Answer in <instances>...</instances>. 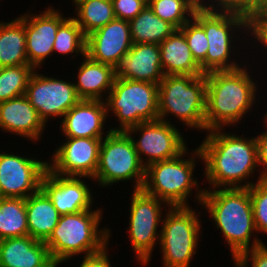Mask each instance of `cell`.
Returning <instances> with one entry per match:
<instances>
[{
  "label": "cell",
  "mask_w": 267,
  "mask_h": 267,
  "mask_svg": "<svg viewBox=\"0 0 267 267\" xmlns=\"http://www.w3.org/2000/svg\"><path fill=\"white\" fill-rule=\"evenodd\" d=\"M250 137L226 132V129L206 132L198 148L205 165L203 176L210 189L249 188L256 183L249 179L260 169L258 146L256 137Z\"/></svg>",
  "instance_id": "obj_1"
},
{
  "label": "cell",
  "mask_w": 267,
  "mask_h": 267,
  "mask_svg": "<svg viewBox=\"0 0 267 267\" xmlns=\"http://www.w3.org/2000/svg\"><path fill=\"white\" fill-rule=\"evenodd\" d=\"M245 63L248 62L245 61L242 67L235 70L205 73L206 132L227 126L232 128L253 111L258 101V83H255L257 79H253L254 74L251 76L249 72L253 66L250 64L249 67Z\"/></svg>",
  "instance_id": "obj_2"
},
{
  "label": "cell",
  "mask_w": 267,
  "mask_h": 267,
  "mask_svg": "<svg viewBox=\"0 0 267 267\" xmlns=\"http://www.w3.org/2000/svg\"><path fill=\"white\" fill-rule=\"evenodd\" d=\"M201 205L221 230L233 262L243 252L264 243L255 227L249 188H204Z\"/></svg>",
  "instance_id": "obj_3"
},
{
  "label": "cell",
  "mask_w": 267,
  "mask_h": 267,
  "mask_svg": "<svg viewBox=\"0 0 267 267\" xmlns=\"http://www.w3.org/2000/svg\"><path fill=\"white\" fill-rule=\"evenodd\" d=\"M103 208L61 215L57 226L45 242L53 261L59 266L75 256L102 251L110 242L111 229L99 227ZM100 228V229H99Z\"/></svg>",
  "instance_id": "obj_4"
},
{
  "label": "cell",
  "mask_w": 267,
  "mask_h": 267,
  "mask_svg": "<svg viewBox=\"0 0 267 267\" xmlns=\"http://www.w3.org/2000/svg\"><path fill=\"white\" fill-rule=\"evenodd\" d=\"M188 150L187 147L175 158L149 164L145 169L142 189L165 202L169 207H188L190 206L188 199L192 197V190L196 187L194 199L201 205L204 189L202 186L200 188L197 177L195 178L193 173L197 162L202 160V155L198 146L192 151L188 152ZM186 154L192 155L185 159Z\"/></svg>",
  "instance_id": "obj_5"
},
{
  "label": "cell",
  "mask_w": 267,
  "mask_h": 267,
  "mask_svg": "<svg viewBox=\"0 0 267 267\" xmlns=\"http://www.w3.org/2000/svg\"><path fill=\"white\" fill-rule=\"evenodd\" d=\"M193 18L203 27L208 40L206 57L200 64L204 74L212 71L235 70L244 65L239 64L234 59L237 53H241L234 49L236 45L238 47L237 43H242L243 39L245 40L243 43H247V46L250 44L248 43L250 42L249 37L241 36L244 33L245 36H249L247 16L232 11H212L197 8L193 13Z\"/></svg>",
  "instance_id": "obj_6"
},
{
  "label": "cell",
  "mask_w": 267,
  "mask_h": 267,
  "mask_svg": "<svg viewBox=\"0 0 267 267\" xmlns=\"http://www.w3.org/2000/svg\"><path fill=\"white\" fill-rule=\"evenodd\" d=\"M158 96L159 120L173 124L171 114L192 131H206L205 74L166 75L158 84Z\"/></svg>",
  "instance_id": "obj_7"
},
{
  "label": "cell",
  "mask_w": 267,
  "mask_h": 267,
  "mask_svg": "<svg viewBox=\"0 0 267 267\" xmlns=\"http://www.w3.org/2000/svg\"><path fill=\"white\" fill-rule=\"evenodd\" d=\"M165 210L158 244L162 253V267H190L202 237L200 211L191 206L169 207Z\"/></svg>",
  "instance_id": "obj_8"
},
{
  "label": "cell",
  "mask_w": 267,
  "mask_h": 267,
  "mask_svg": "<svg viewBox=\"0 0 267 267\" xmlns=\"http://www.w3.org/2000/svg\"><path fill=\"white\" fill-rule=\"evenodd\" d=\"M158 84L116 78L105 100L108 118L116 116L119 125L111 131H127L142 122L159 119Z\"/></svg>",
  "instance_id": "obj_9"
},
{
  "label": "cell",
  "mask_w": 267,
  "mask_h": 267,
  "mask_svg": "<svg viewBox=\"0 0 267 267\" xmlns=\"http://www.w3.org/2000/svg\"><path fill=\"white\" fill-rule=\"evenodd\" d=\"M145 169L131 136L125 131H111L102 139L98 167L92 181H96L100 188L133 181V190H138L143 187Z\"/></svg>",
  "instance_id": "obj_10"
},
{
  "label": "cell",
  "mask_w": 267,
  "mask_h": 267,
  "mask_svg": "<svg viewBox=\"0 0 267 267\" xmlns=\"http://www.w3.org/2000/svg\"><path fill=\"white\" fill-rule=\"evenodd\" d=\"M131 192L128 237L136 254L135 259L145 267L152 261V253L160 241L161 230L158 231V228L161 227L163 213L166 212L163 209L165 205L166 208L169 206L143 189Z\"/></svg>",
  "instance_id": "obj_11"
},
{
  "label": "cell",
  "mask_w": 267,
  "mask_h": 267,
  "mask_svg": "<svg viewBox=\"0 0 267 267\" xmlns=\"http://www.w3.org/2000/svg\"><path fill=\"white\" fill-rule=\"evenodd\" d=\"M180 131L174 124L158 119L142 122L126 132L133 140L141 163L147 167L157 161L175 158L188 147ZM136 134L141 137L135 139Z\"/></svg>",
  "instance_id": "obj_12"
},
{
  "label": "cell",
  "mask_w": 267,
  "mask_h": 267,
  "mask_svg": "<svg viewBox=\"0 0 267 267\" xmlns=\"http://www.w3.org/2000/svg\"><path fill=\"white\" fill-rule=\"evenodd\" d=\"M38 70L30 78L25 95L47 125L48 120L61 119L81 98L73 82L45 76Z\"/></svg>",
  "instance_id": "obj_13"
},
{
  "label": "cell",
  "mask_w": 267,
  "mask_h": 267,
  "mask_svg": "<svg viewBox=\"0 0 267 267\" xmlns=\"http://www.w3.org/2000/svg\"><path fill=\"white\" fill-rule=\"evenodd\" d=\"M0 150V197L26 199L41 189L48 161Z\"/></svg>",
  "instance_id": "obj_14"
},
{
  "label": "cell",
  "mask_w": 267,
  "mask_h": 267,
  "mask_svg": "<svg viewBox=\"0 0 267 267\" xmlns=\"http://www.w3.org/2000/svg\"><path fill=\"white\" fill-rule=\"evenodd\" d=\"M56 146L48 169L61 176L94 178L99 162L101 138H64ZM52 160V161H51Z\"/></svg>",
  "instance_id": "obj_15"
},
{
  "label": "cell",
  "mask_w": 267,
  "mask_h": 267,
  "mask_svg": "<svg viewBox=\"0 0 267 267\" xmlns=\"http://www.w3.org/2000/svg\"><path fill=\"white\" fill-rule=\"evenodd\" d=\"M25 18L26 52L29 65L41 69L46 59L53 55V44L59 26L68 18L62 11L48 6L39 12L29 10L21 14Z\"/></svg>",
  "instance_id": "obj_16"
},
{
  "label": "cell",
  "mask_w": 267,
  "mask_h": 267,
  "mask_svg": "<svg viewBox=\"0 0 267 267\" xmlns=\"http://www.w3.org/2000/svg\"><path fill=\"white\" fill-rule=\"evenodd\" d=\"M87 177L61 176L47 169L41 182V189L51 199L60 215L91 210L93 201L92 188L84 181ZM88 183V184H87ZM91 188V189H90Z\"/></svg>",
  "instance_id": "obj_17"
},
{
  "label": "cell",
  "mask_w": 267,
  "mask_h": 267,
  "mask_svg": "<svg viewBox=\"0 0 267 267\" xmlns=\"http://www.w3.org/2000/svg\"><path fill=\"white\" fill-rule=\"evenodd\" d=\"M132 45L129 22L115 18L87 36L86 55L114 67Z\"/></svg>",
  "instance_id": "obj_18"
},
{
  "label": "cell",
  "mask_w": 267,
  "mask_h": 267,
  "mask_svg": "<svg viewBox=\"0 0 267 267\" xmlns=\"http://www.w3.org/2000/svg\"><path fill=\"white\" fill-rule=\"evenodd\" d=\"M107 115L105 101L81 99L62 117L59 123L61 135L103 139L111 132L110 128L104 131Z\"/></svg>",
  "instance_id": "obj_19"
},
{
  "label": "cell",
  "mask_w": 267,
  "mask_h": 267,
  "mask_svg": "<svg viewBox=\"0 0 267 267\" xmlns=\"http://www.w3.org/2000/svg\"><path fill=\"white\" fill-rule=\"evenodd\" d=\"M116 78L159 84L164 78L158 44H133L114 66Z\"/></svg>",
  "instance_id": "obj_20"
},
{
  "label": "cell",
  "mask_w": 267,
  "mask_h": 267,
  "mask_svg": "<svg viewBox=\"0 0 267 267\" xmlns=\"http://www.w3.org/2000/svg\"><path fill=\"white\" fill-rule=\"evenodd\" d=\"M47 126L25 94L0 102V128L4 133L19 135L36 144Z\"/></svg>",
  "instance_id": "obj_21"
},
{
  "label": "cell",
  "mask_w": 267,
  "mask_h": 267,
  "mask_svg": "<svg viewBox=\"0 0 267 267\" xmlns=\"http://www.w3.org/2000/svg\"><path fill=\"white\" fill-rule=\"evenodd\" d=\"M0 267H59L45 242L29 235L0 242Z\"/></svg>",
  "instance_id": "obj_22"
},
{
  "label": "cell",
  "mask_w": 267,
  "mask_h": 267,
  "mask_svg": "<svg viewBox=\"0 0 267 267\" xmlns=\"http://www.w3.org/2000/svg\"><path fill=\"white\" fill-rule=\"evenodd\" d=\"M82 59L83 62L77 67V77L73 80L78 96L86 100L105 101L116 79L114 67L96 62L88 55Z\"/></svg>",
  "instance_id": "obj_23"
},
{
  "label": "cell",
  "mask_w": 267,
  "mask_h": 267,
  "mask_svg": "<svg viewBox=\"0 0 267 267\" xmlns=\"http://www.w3.org/2000/svg\"><path fill=\"white\" fill-rule=\"evenodd\" d=\"M164 75L201 76L204 73L195 61L184 33L177 29L159 44Z\"/></svg>",
  "instance_id": "obj_24"
},
{
  "label": "cell",
  "mask_w": 267,
  "mask_h": 267,
  "mask_svg": "<svg viewBox=\"0 0 267 267\" xmlns=\"http://www.w3.org/2000/svg\"><path fill=\"white\" fill-rule=\"evenodd\" d=\"M25 206L29 236L46 242L57 226L61 215L42 189L27 197Z\"/></svg>",
  "instance_id": "obj_25"
},
{
  "label": "cell",
  "mask_w": 267,
  "mask_h": 267,
  "mask_svg": "<svg viewBox=\"0 0 267 267\" xmlns=\"http://www.w3.org/2000/svg\"><path fill=\"white\" fill-rule=\"evenodd\" d=\"M29 65L26 52L25 18L0 21V68Z\"/></svg>",
  "instance_id": "obj_26"
},
{
  "label": "cell",
  "mask_w": 267,
  "mask_h": 267,
  "mask_svg": "<svg viewBox=\"0 0 267 267\" xmlns=\"http://www.w3.org/2000/svg\"><path fill=\"white\" fill-rule=\"evenodd\" d=\"M128 22L133 44L159 45L177 30L173 25L155 15L149 6Z\"/></svg>",
  "instance_id": "obj_27"
},
{
  "label": "cell",
  "mask_w": 267,
  "mask_h": 267,
  "mask_svg": "<svg viewBox=\"0 0 267 267\" xmlns=\"http://www.w3.org/2000/svg\"><path fill=\"white\" fill-rule=\"evenodd\" d=\"M72 4V18L86 37L116 18L111 0H76Z\"/></svg>",
  "instance_id": "obj_28"
},
{
  "label": "cell",
  "mask_w": 267,
  "mask_h": 267,
  "mask_svg": "<svg viewBox=\"0 0 267 267\" xmlns=\"http://www.w3.org/2000/svg\"><path fill=\"white\" fill-rule=\"evenodd\" d=\"M29 235L25 199L0 197V239Z\"/></svg>",
  "instance_id": "obj_29"
},
{
  "label": "cell",
  "mask_w": 267,
  "mask_h": 267,
  "mask_svg": "<svg viewBox=\"0 0 267 267\" xmlns=\"http://www.w3.org/2000/svg\"><path fill=\"white\" fill-rule=\"evenodd\" d=\"M87 37L77 22L68 17L58 28L57 35L53 44V54L59 53L63 56L73 55L69 57L75 58L81 54V58L86 55Z\"/></svg>",
  "instance_id": "obj_30"
},
{
  "label": "cell",
  "mask_w": 267,
  "mask_h": 267,
  "mask_svg": "<svg viewBox=\"0 0 267 267\" xmlns=\"http://www.w3.org/2000/svg\"><path fill=\"white\" fill-rule=\"evenodd\" d=\"M35 71L31 65L1 67L0 102L24 95Z\"/></svg>",
  "instance_id": "obj_31"
},
{
  "label": "cell",
  "mask_w": 267,
  "mask_h": 267,
  "mask_svg": "<svg viewBox=\"0 0 267 267\" xmlns=\"http://www.w3.org/2000/svg\"><path fill=\"white\" fill-rule=\"evenodd\" d=\"M148 6L155 15L176 29L183 27L197 9L193 0H153Z\"/></svg>",
  "instance_id": "obj_32"
},
{
  "label": "cell",
  "mask_w": 267,
  "mask_h": 267,
  "mask_svg": "<svg viewBox=\"0 0 267 267\" xmlns=\"http://www.w3.org/2000/svg\"><path fill=\"white\" fill-rule=\"evenodd\" d=\"M249 192L256 230L267 235V181H256Z\"/></svg>",
  "instance_id": "obj_33"
},
{
  "label": "cell",
  "mask_w": 267,
  "mask_h": 267,
  "mask_svg": "<svg viewBox=\"0 0 267 267\" xmlns=\"http://www.w3.org/2000/svg\"><path fill=\"white\" fill-rule=\"evenodd\" d=\"M180 30L184 33L195 61L200 65L208 50V40L203 27L192 17Z\"/></svg>",
  "instance_id": "obj_34"
},
{
  "label": "cell",
  "mask_w": 267,
  "mask_h": 267,
  "mask_svg": "<svg viewBox=\"0 0 267 267\" xmlns=\"http://www.w3.org/2000/svg\"><path fill=\"white\" fill-rule=\"evenodd\" d=\"M234 264L236 267H267V246L263 243L243 252Z\"/></svg>",
  "instance_id": "obj_35"
},
{
  "label": "cell",
  "mask_w": 267,
  "mask_h": 267,
  "mask_svg": "<svg viewBox=\"0 0 267 267\" xmlns=\"http://www.w3.org/2000/svg\"><path fill=\"white\" fill-rule=\"evenodd\" d=\"M115 17L122 20L135 18L148 4L145 0H111Z\"/></svg>",
  "instance_id": "obj_36"
},
{
  "label": "cell",
  "mask_w": 267,
  "mask_h": 267,
  "mask_svg": "<svg viewBox=\"0 0 267 267\" xmlns=\"http://www.w3.org/2000/svg\"><path fill=\"white\" fill-rule=\"evenodd\" d=\"M249 33V39L251 40L249 42V45L251 46V43L252 45L253 43L254 45H256L258 42L257 46L259 47L261 45L260 47L262 48V54L264 50H266L265 52L267 53V15H262L254 18L249 23Z\"/></svg>",
  "instance_id": "obj_37"
},
{
  "label": "cell",
  "mask_w": 267,
  "mask_h": 267,
  "mask_svg": "<svg viewBox=\"0 0 267 267\" xmlns=\"http://www.w3.org/2000/svg\"><path fill=\"white\" fill-rule=\"evenodd\" d=\"M197 8L212 11H232L242 14V0H200Z\"/></svg>",
  "instance_id": "obj_38"
},
{
  "label": "cell",
  "mask_w": 267,
  "mask_h": 267,
  "mask_svg": "<svg viewBox=\"0 0 267 267\" xmlns=\"http://www.w3.org/2000/svg\"><path fill=\"white\" fill-rule=\"evenodd\" d=\"M263 127L266 130H263L262 133L260 132V135L257 134L255 136L258 146V165L261 168L259 169V177L255 180L257 182L267 181V126L263 124Z\"/></svg>",
  "instance_id": "obj_39"
},
{
  "label": "cell",
  "mask_w": 267,
  "mask_h": 267,
  "mask_svg": "<svg viewBox=\"0 0 267 267\" xmlns=\"http://www.w3.org/2000/svg\"><path fill=\"white\" fill-rule=\"evenodd\" d=\"M108 246L109 245L98 253L83 256L78 267H112L109 258L110 255L108 253Z\"/></svg>",
  "instance_id": "obj_40"
},
{
  "label": "cell",
  "mask_w": 267,
  "mask_h": 267,
  "mask_svg": "<svg viewBox=\"0 0 267 267\" xmlns=\"http://www.w3.org/2000/svg\"><path fill=\"white\" fill-rule=\"evenodd\" d=\"M267 15V0H257L251 7L247 15L249 23L256 17Z\"/></svg>",
  "instance_id": "obj_41"
},
{
  "label": "cell",
  "mask_w": 267,
  "mask_h": 267,
  "mask_svg": "<svg viewBox=\"0 0 267 267\" xmlns=\"http://www.w3.org/2000/svg\"><path fill=\"white\" fill-rule=\"evenodd\" d=\"M257 0H242V14L245 16L248 15L250 11V7L256 2Z\"/></svg>",
  "instance_id": "obj_42"
},
{
  "label": "cell",
  "mask_w": 267,
  "mask_h": 267,
  "mask_svg": "<svg viewBox=\"0 0 267 267\" xmlns=\"http://www.w3.org/2000/svg\"><path fill=\"white\" fill-rule=\"evenodd\" d=\"M263 124H265L267 126V112L264 113V118H263Z\"/></svg>",
  "instance_id": "obj_43"
},
{
  "label": "cell",
  "mask_w": 267,
  "mask_h": 267,
  "mask_svg": "<svg viewBox=\"0 0 267 267\" xmlns=\"http://www.w3.org/2000/svg\"><path fill=\"white\" fill-rule=\"evenodd\" d=\"M151 1H153V0H145V2H146L147 4H149Z\"/></svg>",
  "instance_id": "obj_44"
},
{
  "label": "cell",
  "mask_w": 267,
  "mask_h": 267,
  "mask_svg": "<svg viewBox=\"0 0 267 267\" xmlns=\"http://www.w3.org/2000/svg\"><path fill=\"white\" fill-rule=\"evenodd\" d=\"M196 4L200 1V0H193Z\"/></svg>",
  "instance_id": "obj_45"
}]
</instances>
